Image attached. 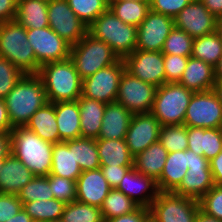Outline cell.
Wrapping results in <instances>:
<instances>
[{
    "label": "cell",
    "instance_id": "cell-40",
    "mask_svg": "<svg viewBox=\"0 0 222 222\" xmlns=\"http://www.w3.org/2000/svg\"><path fill=\"white\" fill-rule=\"evenodd\" d=\"M159 142L167 149L168 153L187 150V126L184 124L161 126Z\"/></svg>",
    "mask_w": 222,
    "mask_h": 222
},
{
    "label": "cell",
    "instance_id": "cell-53",
    "mask_svg": "<svg viewBox=\"0 0 222 222\" xmlns=\"http://www.w3.org/2000/svg\"><path fill=\"white\" fill-rule=\"evenodd\" d=\"M12 126L4 99L0 98V133H11Z\"/></svg>",
    "mask_w": 222,
    "mask_h": 222
},
{
    "label": "cell",
    "instance_id": "cell-3",
    "mask_svg": "<svg viewBox=\"0 0 222 222\" xmlns=\"http://www.w3.org/2000/svg\"><path fill=\"white\" fill-rule=\"evenodd\" d=\"M53 143L42 140L25 126L11 131V153L17 157L34 176H48L52 167Z\"/></svg>",
    "mask_w": 222,
    "mask_h": 222
},
{
    "label": "cell",
    "instance_id": "cell-61",
    "mask_svg": "<svg viewBox=\"0 0 222 222\" xmlns=\"http://www.w3.org/2000/svg\"><path fill=\"white\" fill-rule=\"evenodd\" d=\"M121 1H129V0H108V2H121ZM130 1H150V0H130Z\"/></svg>",
    "mask_w": 222,
    "mask_h": 222
},
{
    "label": "cell",
    "instance_id": "cell-21",
    "mask_svg": "<svg viewBox=\"0 0 222 222\" xmlns=\"http://www.w3.org/2000/svg\"><path fill=\"white\" fill-rule=\"evenodd\" d=\"M111 189L100 168L83 171L76 181L77 201L101 207Z\"/></svg>",
    "mask_w": 222,
    "mask_h": 222
},
{
    "label": "cell",
    "instance_id": "cell-8",
    "mask_svg": "<svg viewBox=\"0 0 222 222\" xmlns=\"http://www.w3.org/2000/svg\"><path fill=\"white\" fill-rule=\"evenodd\" d=\"M199 210L198 200L173 192H159L149 208L156 222H194Z\"/></svg>",
    "mask_w": 222,
    "mask_h": 222
},
{
    "label": "cell",
    "instance_id": "cell-42",
    "mask_svg": "<svg viewBox=\"0 0 222 222\" xmlns=\"http://www.w3.org/2000/svg\"><path fill=\"white\" fill-rule=\"evenodd\" d=\"M19 200L24 204L36 200H50L54 198L51 191L48 176H34L17 194Z\"/></svg>",
    "mask_w": 222,
    "mask_h": 222
},
{
    "label": "cell",
    "instance_id": "cell-54",
    "mask_svg": "<svg viewBox=\"0 0 222 222\" xmlns=\"http://www.w3.org/2000/svg\"><path fill=\"white\" fill-rule=\"evenodd\" d=\"M11 153V133H0V159Z\"/></svg>",
    "mask_w": 222,
    "mask_h": 222
},
{
    "label": "cell",
    "instance_id": "cell-37",
    "mask_svg": "<svg viewBox=\"0 0 222 222\" xmlns=\"http://www.w3.org/2000/svg\"><path fill=\"white\" fill-rule=\"evenodd\" d=\"M74 157L82 172L100 168L96 139L79 137L74 139Z\"/></svg>",
    "mask_w": 222,
    "mask_h": 222
},
{
    "label": "cell",
    "instance_id": "cell-50",
    "mask_svg": "<svg viewBox=\"0 0 222 222\" xmlns=\"http://www.w3.org/2000/svg\"><path fill=\"white\" fill-rule=\"evenodd\" d=\"M149 216L150 211L148 208L138 207L132 213L107 219L104 222H144Z\"/></svg>",
    "mask_w": 222,
    "mask_h": 222
},
{
    "label": "cell",
    "instance_id": "cell-36",
    "mask_svg": "<svg viewBox=\"0 0 222 222\" xmlns=\"http://www.w3.org/2000/svg\"><path fill=\"white\" fill-rule=\"evenodd\" d=\"M139 206L123 192L111 189L102 204L103 220L111 219L135 211Z\"/></svg>",
    "mask_w": 222,
    "mask_h": 222
},
{
    "label": "cell",
    "instance_id": "cell-31",
    "mask_svg": "<svg viewBox=\"0 0 222 222\" xmlns=\"http://www.w3.org/2000/svg\"><path fill=\"white\" fill-rule=\"evenodd\" d=\"M167 154V149L157 141L134 157L133 167L138 172L157 181L166 163Z\"/></svg>",
    "mask_w": 222,
    "mask_h": 222
},
{
    "label": "cell",
    "instance_id": "cell-10",
    "mask_svg": "<svg viewBox=\"0 0 222 222\" xmlns=\"http://www.w3.org/2000/svg\"><path fill=\"white\" fill-rule=\"evenodd\" d=\"M184 125L204 129L222 128V103L213 90L193 93Z\"/></svg>",
    "mask_w": 222,
    "mask_h": 222
},
{
    "label": "cell",
    "instance_id": "cell-20",
    "mask_svg": "<svg viewBox=\"0 0 222 222\" xmlns=\"http://www.w3.org/2000/svg\"><path fill=\"white\" fill-rule=\"evenodd\" d=\"M196 159L197 157L190 150L168 153L163 171L156 181L159 191L173 192L180 185L188 168Z\"/></svg>",
    "mask_w": 222,
    "mask_h": 222
},
{
    "label": "cell",
    "instance_id": "cell-30",
    "mask_svg": "<svg viewBox=\"0 0 222 222\" xmlns=\"http://www.w3.org/2000/svg\"><path fill=\"white\" fill-rule=\"evenodd\" d=\"M15 21L26 29L48 27V1L18 0Z\"/></svg>",
    "mask_w": 222,
    "mask_h": 222
},
{
    "label": "cell",
    "instance_id": "cell-33",
    "mask_svg": "<svg viewBox=\"0 0 222 222\" xmlns=\"http://www.w3.org/2000/svg\"><path fill=\"white\" fill-rule=\"evenodd\" d=\"M221 56L222 41L216 32L194 38L191 57L202 60L215 68Z\"/></svg>",
    "mask_w": 222,
    "mask_h": 222
},
{
    "label": "cell",
    "instance_id": "cell-46",
    "mask_svg": "<svg viewBox=\"0 0 222 222\" xmlns=\"http://www.w3.org/2000/svg\"><path fill=\"white\" fill-rule=\"evenodd\" d=\"M189 57L164 54V70L166 83L179 82L186 68Z\"/></svg>",
    "mask_w": 222,
    "mask_h": 222
},
{
    "label": "cell",
    "instance_id": "cell-27",
    "mask_svg": "<svg viewBox=\"0 0 222 222\" xmlns=\"http://www.w3.org/2000/svg\"><path fill=\"white\" fill-rule=\"evenodd\" d=\"M26 128L33 131L42 140L50 143H60L59 131L55 114V103L47 102L29 119Z\"/></svg>",
    "mask_w": 222,
    "mask_h": 222
},
{
    "label": "cell",
    "instance_id": "cell-19",
    "mask_svg": "<svg viewBox=\"0 0 222 222\" xmlns=\"http://www.w3.org/2000/svg\"><path fill=\"white\" fill-rule=\"evenodd\" d=\"M214 185L209 161L197 158L173 193L199 201Z\"/></svg>",
    "mask_w": 222,
    "mask_h": 222
},
{
    "label": "cell",
    "instance_id": "cell-25",
    "mask_svg": "<svg viewBox=\"0 0 222 222\" xmlns=\"http://www.w3.org/2000/svg\"><path fill=\"white\" fill-rule=\"evenodd\" d=\"M215 82L214 67L202 60L189 57L180 84L193 92H203L212 90Z\"/></svg>",
    "mask_w": 222,
    "mask_h": 222
},
{
    "label": "cell",
    "instance_id": "cell-26",
    "mask_svg": "<svg viewBox=\"0 0 222 222\" xmlns=\"http://www.w3.org/2000/svg\"><path fill=\"white\" fill-rule=\"evenodd\" d=\"M82 170L74 157V139L53 144L52 167L49 175L77 181Z\"/></svg>",
    "mask_w": 222,
    "mask_h": 222
},
{
    "label": "cell",
    "instance_id": "cell-5",
    "mask_svg": "<svg viewBox=\"0 0 222 222\" xmlns=\"http://www.w3.org/2000/svg\"><path fill=\"white\" fill-rule=\"evenodd\" d=\"M0 56L15 65L23 74H38L40 66L27 40L26 28L17 21L0 23Z\"/></svg>",
    "mask_w": 222,
    "mask_h": 222
},
{
    "label": "cell",
    "instance_id": "cell-55",
    "mask_svg": "<svg viewBox=\"0 0 222 222\" xmlns=\"http://www.w3.org/2000/svg\"><path fill=\"white\" fill-rule=\"evenodd\" d=\"M207 10L215 17L222 16V0H200Z\"/></svg>",
    "mask_w": 222,
    "mask_h": 222
},
{
    "label": "cell",
    "instance_id": "cell-52",
    "mask_svg": "<svg viewBox=\"0 0 222 222\" xmlns=\"http://www.w3.org/2000/svg\"><path fill=\"white\" fill-rule=\"evenodd\" d=\"M215 185H222V151L212 160L209 161Z\"/></svg>",
    "mask_w": 222,
    "mask_h": 222
},
{
    "label": "cell",
    "instance_id": "cell-11",
    "mask_svg": "<svg viewBox=\"0 0 222 222\" xmlns=\"http://www.w3.org/2000/svg\"><path fill=\"white\" fill-rule=\"evenodd\" d=\"M125 71L123 59L115 64L98 70L82 80V96L95 99L106 104L115 102L121 75Z\"/></svg>",
    "mask_w": 222,
    "mask_h": 222
},
{
    "label": "cell",
    "instance_id": "cell-1",
    "mask_svg": "<svg viewBox=\"0 0 222 222\" xmlns=\"http://www.w3.org/2000/svg\"><path fill=\"white\" fill-rule=\"evenodd\" d=\"M4 101L13 127L25 126L33 114L48 102L43 82L37 74H24Z\"/></svg>",
    "mask_w": 222,
    "mask_h": 222
},
{
    "label": "cell",
    "instance_id": "cell-43",
    "mask_svg": "<svg viewBox=\"0 0 222 222\" xmlns=\"http://www.w3.org/2000/svg\"><path fill=\"white\" fill-rule=\"evenodd\" d=\"M48 182L55 199L65 204L77 200L76 181L56 175H48Z\"/></svg>",
    "mask_w": 222,
    "mask_h": 222
},
{
    "label": "cell",
    "instance_id": "cell-4",
    "mask_svg": "<svg viewBox=\"0 0 222 222\" xmlns=\"http://www.w3.org/2000/svg\"><path fill=\"white\" fill-rule=\"evenodd\" d=\"M88 33L109 45L120 59L137 46V27L124 23L109 8L88 26Z\"/></svg>",
    "mask_w": 222,
    "mask_h": 222
},
{
    "label": "cell",
    "instance_id": "cell-48",
    "mask_svg": "<svg viewBox=\"0 0 222 222\" xmlns=\"http://www.w3.org/2000/svg\"><path fill=\"white\" fill-rule=\"evenodd\" d=\"M23 208V203L15 194L0 193V222L15 216Z\"/></svg>",
    "mask_w": 222,
    "mask_h": 222
},
{
    "label": "cell",
    "instance_id": "cell-9",
    "mask_svg": "<svg viewBox=\"0 0 222 222\" xmlns=\"http://www.w3.org/2000/svg\"><path fill=\"white\" fill-rule=\"evenodd\" d=\"M157 88L125 70L119 81L116 101L132 114L151 113Z\"/></svg>",
    "mask_w": 222,
    "mask_h": 222
},
{
    "label": "cell",
    "instance_id": "cell-56",
    "mask_svg": "<svg viewBox=\"0 0 222 222\" xmlns=\"http://www.w3.org/2000/svg\"><path fill=\"white\" fill-rule=\"evenodd\" d=\"M5 222H34L33 219L22 208L15 216Z\"/></svg>",
    "mask_w": 222,
    "mask_h": 222
},
{
    "label": "cell",
    "instance_id": "cell-41",
    "mask_svg": "<svg viewBox=\"0 0 222 222\" xmlns=\"http://www.w3.org/2000/svg\"><path fill=\"white\" fill-rule=\"evenodd\" d=\"M194 38L185 31L173 28L165 40L161 52L163 54L191 57Z\"/></svg>",
    "mask_w": 222,
    "mask_h": 222
},
{
    "label": "cell",
    "instance_id": "cell-17",
    "mask_svg": "<svg viewBox=\"0 0 222 222\" xmlns=\"http://www.w3.org/2000/svg\"><path fill=\"white\" fill-rule=\"evenodd\" d=\"M174 24L175 28L197 38L215 32L216 18L200 0H192L174 17Z\"/></svg>",
    "mask_w": 222,
    "mask_h": 222
},
{
    "label": "cell",
    "instance_id": "cell-18",
    "mask_svg": "<svg viewBox=\"0 0 222 222\" xmlns=\"http://www.w3.org/2000/svg\"><path fill=\"white\" fill-rule=\"evenodd\" d=\"M116 189L131 198L139 207L148 209L160 192L153 178L138 172L134 167L125 173Z\"/></svg>",
    "mask_w": 222,
    "mask_h": 222
},
{
    "label": "cell",
    "instance_id": "cell-22",
    "mask_svg": "<svg viewBox=\"0 0 222 222\" xmlns=\"http://www.w3.org/2000/svg\"><path fill=\"white\" fill-rule=\"evenodd\" d=\"M188 149L197 158L212 160L222 151V128L187 126Z\"/></svg>",
    "mask_w": 222,
    "mask_h": 222
},
{
    "label": "cell",
    "instance_id": "cell-35",
    "mask_svg": "<svg viewBox=\"0 0 222 222\" xmlns=\"http://www.w3.org/2000/svg\"><path fill=\"white\" fill-rule=\"evenodd\" d=\"M65 205L64 202L52 198L26 202L23 208L35 222H52L61 219Z\"/></svg>",
    "mask_w": 222,
    "mask_h": 222
},
{
    "label": "cell",
    "instance_id": "cell-16",
    "mask_svg": "<svg viewBox=\"0 0 222 222\" xmlns=\"http://www.w3.org/2000/svg\"><path fill=\"white\" fill-rule=\"evenodd\" d=\"M161 124L151 113L133 114L125 142L133 157L159 141Z\"/></svg>",
    "mask_w": 222,
    "mask_h": 222
},
{
    "label": "cell",
    "instance_id": "cell-32",
    "mask_svg": "<svg viewBox=\"0 0 222 222\" xmlns=\"http://www.w3.org/2000/svg\"><path fill=\"white\" fill-rule=\"evenodd\" d=\"M100 165L134 166V157L125 139H96Z\"/></svg>",
    "mask_w": 222,
    "mask_h": 222
},
{
    "label": "cell",
    "instance_id": "cell-15",
    "mask_svg": "<svg viewBox=\"0 0 222 222\" xmlns=\"http://www.w3.org/2000/svg\"><path fill=\"white\" fill-rule=\"evenodd\" d=\"M174 27V18L150 10L137 27L136 49L161 52L166 38Z\"/></svg>",
    "mask_w": 222,
    "mask_h": 222
},
{
    "label": "cell",
    "instance_id": "cell-12",
    "mask_svg": "<svg viewBox=\"0 0 222 222\" xmlns=\"http://www.w3.org/2000/svg\"><path fill=\"white\" fill-rule=\"evenodd\" d=\"M48 22L49 27L71 46L88 33V26L77 17L67 0L48 1Z\"/></svg>",
    "mask_w": 222,
    "mask_h": 222
},
{
    "label": "cell",
    "instance_id": "cell-23",
    "mask_svg": "<svg viewBox=\"0 0 222 222\" xmlns=\"http://www.w3.org/2000/svg\"><path fill=\"white\" fill-rule=\"evenodd\" d=\"M133 114L119 102L106 104L99 137L101 139H125Z\"/></svg>",
    "mask_w": 222,
    "mask_h": 222
},
{
    "label": "cell",
    "instance_id": "cell-44",
    "mask_svg": "<svg viewBox=\"0 0 222 222\" xmlns=\"http://www.w3.org/2000/svg\"><path fill=\"white\" fill-rule=\"evenodd\" d=\"M24 74L0 56V98L4 99Z\"/></svg>",
    "mask_w": 222,
    "mask_h": 222
},
{
    "label": "cell",
    "instance_id": "cell-39",
    "mask_svg": "<svg viewBox=\"0 0 222 222\" xmlns=\"http://www.w3.org/2000/svg\"><path fill=\"white\" fill-rule=\"evenodd\" d=\"M69 7L77 17L89 26L108 8V0H67Z\"/></svg>",
    "mask_w": 222,
    "mask_h": 222
},
{
    "label": "cell",
    "instance_id": "cell-7",
    "mask_svg": "<svg viewBox=\"0 0 222 222\" xmlns=\"http://www.w3.org/2000/svg\"><path fill=\"white\" fill-rule=\"evenodd\" d=\"M70 59L83 80L98 70L115 64L120 58L109 45L87 33L82 40L71 46Z\"/></svg>",
    "mask_w": 222,
    "mask_h": 222
},
{
    "label": "cell",
    "instance_id": "cell-34",
    "mask_svg": "<svg viewBox=\"0 0 222 222\" xmlns=\"http://www.w3.org/2000/svg\"><path fill=\"white\" fill-rule=\"evenodd\" d=\"M109 9L124 23L138 27L150 11L149 1L108 2Z\"/></svg>",
    "mask_w": 222,
    "mask_h": 222
},
{
    "label": "cell",
    "instance_id": "cell-47",
    "mask_svg": "<svg viewBox=\"0 0 222 222\" xmlns=\"http://www.w3.org/2000/svg\"><path fill=\"white\" fill-rule=\"evenodd\" d=\"M192 0H150V10L163 15L176 17Z\"/></svg>",
    "mask_w": 222,
    "mask_h": 222
},
{
    "label": "cell",
    "instance_id": "cell-51",
    "mask_svg": "<svg viewBox=\"0 0 222 222\" xmlns=\"http://www.w3.org/2000/svg\"><path fill=\"white\" fill-rule=\"evenodd\" d=\"M18 0H0V23L14 21Z\"/></svg>",
    "mask_w": 222,
    "mask_h": 222
},
{
    "label": "cell",
    "instance_id": "cell-63",
    "mask_svg": "<svg viewBox=\"0 0 222 222\" xmlns=\"http://www.w3.org/2000/svg\"><path fill=\"white\" fill-rule=\"evenodd\" d=\"M3 164H4V159H0V173H1V170H2V167H3Z\"/></svg>",
    "mask_w": 222,
    "mask_h": 222
},
{
    "label": "cell",
    "instance_id": "cell-62",
    "mask_svg": "<svg viewBox=\"0 0 222 222\" xmlns=\"http://www.w3.org/2000/svg\"><path fill=\"white\" fill-rule=\"evenodd\" d=\"M144 222H156L151 216H149Z\"/></svg>",
    "mask_w": 222,
    "mask_h": 222
},
{
    "label": "cell",
    "instance_id": "cell-13",
    "mask_svg": "<svg viewBox=\"0 0 222 222\" xmlns=\"http://www.w3.org/2000/svg\"><path fill=\"white\" fill-rule=\"evenodd\" d=\"M26 35L39 66L70 58L71 45L49 26L41 29H26Z\"/></svg>",
    "mask_w": 222,
    "mask_h": 222
},
{
    "label": "cell",
    "instance_id": "cell-29",
    "mask_svg": "<svg viewBox=\"0 0 222 222\" xmlns=\"http://www.w3.org/2000/svg\"><path fill=\"white\" fill-rule=\"evenodd\" d=\"M55 114L61 142L81 137L78 101L56 102Z\"/></svg>",
    "mask_w": 222,
    "mask_h": 222
},
{
    "label": "cell",
    "instance_id": "cell-49",
    "mask_svg": "<svg viewBox=\"0 0 222 222\" xmlns=\"http://www.w3.org/2000/svg\"><path fill=\"white\" fill-rule=\"evenodd\" d=\"M133 166H110L100 165V169L108 182V185L114 189L120 184L125 173L128 172Z\"/></svg>",
    "mask_w": 222,
    "mask_h": 222
},
{
    "label": "cell",
    "instance_id": "cell-59",
    "mask_svg": "<svg viewBox=\"0 0 222 222\" xmlns=\"http://www.w3.org/2000/svg\"><path fill=\"white\" fill-rule=\"evenodd\" d=\"M215 69V81H222V56L219 59V62Z\"/></svg>",
    "mask_w": 222,
    "mask_h": 222
},
{
    "label": "cell",
    "instance_id": "cell-6",
    "mask_svg": "<svg viewBox=\"0 0 222 222\" xmlns=\"http://www.w3.org/2000/svg\"><path fill=\"white\" fill-rule=\"evenodd\" d=\"M193 93L179 82L165 83L157 88L151 114L161 126L182 125Z\"/></svg>",
    "mask_w": 222,
    "mask_h": 222
},
{
    "label": "cell",
    "instance_id": "cell-28",
    "mask_svg": "<svg viewBox=\"0 0 222 222\" xmlns=\"http://www.w3.org/2000/svg\"><path fill=\"white\" fill-rule=\"evenodd\" d=\"M77 101L81 118V137L97 139L102 126L106 103L82 95Z\"/></svg>",
    "mask_w": 222,
    "mask_h": 222
},
{
    "label": "cell",
    "instance_id": "cell-24",
    "mask_svg": "<svg viewBox=\"0 0 222 222\" xmlns=\"http://www.w3.org/2000/svg\"><path fill=\"white\" fill-rule=\"evenodd\" d=\"M34 175L12 153L5 159L0 173V193L17 195Z\"/></svg>",
    "mask_w": 222,
    "mask_h": 222
},
{
    "label": "cell",
    "instance_id": "cell-58",
    "mask_svg": "<svg viewBox=\"0 0 222 222\" xmlns=\"http://www.w3.org/2000/svg\"><path fill=\"white\" fill-rule=\"evenodd\" d=\"M212 90L218 97L219 101L222 103V81H216Z\"/></svg>",
    "mask_w": 222,
    "mask_h": 222
},
{
    "label": "cell",
    "instance_id": "cell-60",
    "mask_svg": "<svg viewBox=\"0 0 222 222\" xmlns=\"http://www.w3.org/2000/svg\"><path fill=\"white\" fill-rule=\"evenodd\" d=\"M215 32L218 34L220 40L222 41V16L216 18Z\"/></svg>",
    "mask_w": 222,
    "mask_h": 222
},
{
    "label": "cell",
    "instance_id": "cell-14",
    "mask_svg": "<svg viewBox=\"0 0 222 222\" xmlns=\"http://www.w3.org/2000/svg\"><path fill=\"white\" fill-rule=\"evenodd\" d=\"M123 61L125 70L138 79L156 87L166 83L162 52L135 49Z\"/></svg>",
    "mask_w": 222,
    "mask_h": 222
},
{
    "label": "cell",
    "instance_id": "cell-38",
    "mask_svg": "<svg viewBox=\"0 0 222 222\" xmlns=\"http://www.w3.org/2000/svg\"><path fill=\"white\" fill-rule=\"evenodd\" d=\"M62 222H104L101 208L74 201L65 205Z\"/></svg>",
    "mask_w": 222,
    "mask_h": 222
},
{
    "label": "cell",
    "instance_id": "cell-2",
    "mask_svg": "<svg viewBox=\"0 0 222 222\" xmlns=\"http://www.w3.org/2000/svg\"><path fill=\"white\" fill-rule=\"evenodd\" d=\"M37 75L48 102L77 101L82 95V79L70 58L41 65Z\"/></svg>",
    "mask_w": 222,
    "mask_h": 222
},
{
    "label": "cell",
    "instance_id": "cell-45",
    "mask_svg": "<svg viewBox=\"0 0 222 222\" xmlns=\"http://www.w3.org/2000/svg\"><path fill=\"white\" fill-rule=\"evenodd\" d=\"M200 210L222 221V185H214L200 200Z\"/></svg>",
    "mask_w": 222,
    "mask_h": 222
},
{
    "label": "cell",
    "instance_id": "cell-57",
    "mask_svg": "<svg viewBox=\"0 0 222 222\" xmlns=\"http://www.w3.org/2000/svg\"><path fill=\"white\" fill-rule=\"evenodd\" d=\"M194 222H222L212 216L203 213L201 210L198 211Z\"/></svg>",
    "mask_w": 222,
    "mask_h": 222
}]
</instances>
